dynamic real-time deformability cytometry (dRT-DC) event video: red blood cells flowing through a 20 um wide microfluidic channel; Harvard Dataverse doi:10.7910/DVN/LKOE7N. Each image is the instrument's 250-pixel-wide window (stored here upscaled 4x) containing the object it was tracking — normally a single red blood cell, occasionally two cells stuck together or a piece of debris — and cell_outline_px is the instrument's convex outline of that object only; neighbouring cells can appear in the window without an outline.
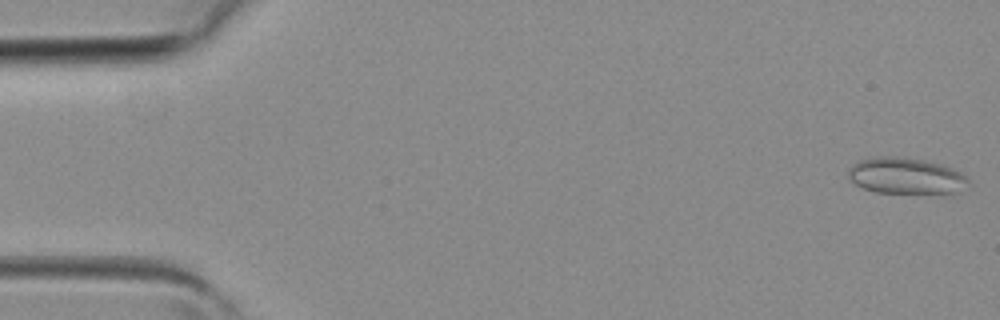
{"species": "common noctule bat (a hibernating species)", "species_latin": "Nyctalus noctula", "temperature_condition": "room temperature", "stored_images_in_passage": 3, "camera_frame_rate_fps": 3000, "um_per_image_px": 0.085, "animal": {"sex": "female", "body_mass_g": 19.3, "forearm_length_mm": 54.1}, "frame": {"image": 1, "passage_image": 1, "time_ms": 0.0, "image_size_px": [1000, 320], "cell_outline_px": [[972, 184], [952, 192], [876, 192], [864, 188], [856, 184], [848, 176], [848, 168], [852, 164], [860, 160], [876, 156], [892, 156], [924, 160], [940, 164], [952, 168], [960, 172]], "centroid_in_image_um": [76.96, 14.92], "position_along_channel_um": 8.0, "area_um2": 24.85}}